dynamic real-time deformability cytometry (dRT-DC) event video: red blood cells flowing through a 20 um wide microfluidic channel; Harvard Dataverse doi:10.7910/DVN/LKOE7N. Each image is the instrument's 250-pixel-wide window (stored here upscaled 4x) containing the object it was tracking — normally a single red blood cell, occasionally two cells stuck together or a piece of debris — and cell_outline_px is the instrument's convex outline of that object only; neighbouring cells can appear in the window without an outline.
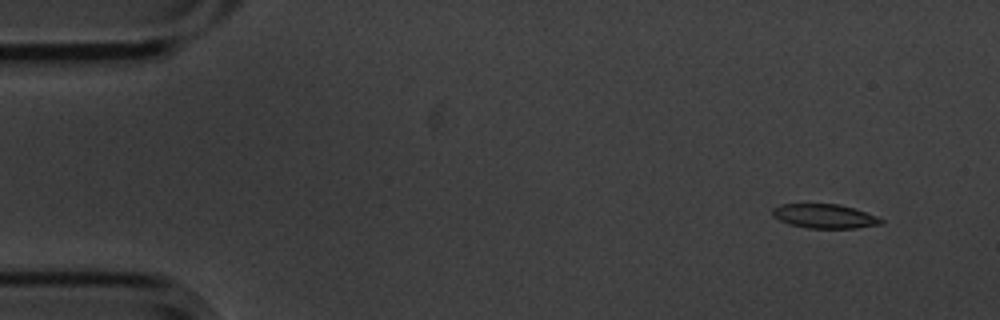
{"species": "common noctule bat (a hibernating species)", "species_latin": "Nyctalus noctula", "temperature_condition": "cold", "stored_images_in_passage": 4, "camera_frame_rate_fps": 3000, "um_per_image_px": 0.085, "animal": {"sex": "male", "body_mass_g": 20.1, "forearm_length_mm": 53.5}, "frame": {"image": 1, "passage_image": 1, "time_ms": 0.0, "image_size_px": [1000, 320], "cell_outline_px": [[884, 224], [856, 228], [808, 228], [792, 224], [780, 220], [772, 216], [772, 208], [780, 204], [836, 204], [852, 208], [876, 216], [884, 220]], "centroid_in_image_um": [70.09, 18.38], "position_along_channel_um": 14.9, "area_um2": 15.14}}
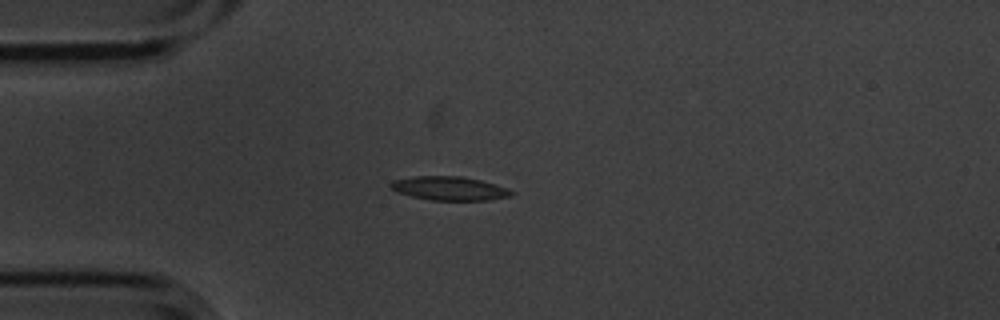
{"frame": {"image": 2, "passage_image": 4, "time_ms": 1.0, "image_size_px": [1000, 320], "cell_outline_px": [[516, 192], [512, 196], [488, 200], [432, 200], [412, 196], [396, 192], [388, 184], [392, 180], [412, 176], [460, 176], [480, 180], [496, 184], [508, 188]], "centroid_in_image_um": [38.21, 16.01], "position_along_channel_um": 46.8, "area_um2": 16.88}}